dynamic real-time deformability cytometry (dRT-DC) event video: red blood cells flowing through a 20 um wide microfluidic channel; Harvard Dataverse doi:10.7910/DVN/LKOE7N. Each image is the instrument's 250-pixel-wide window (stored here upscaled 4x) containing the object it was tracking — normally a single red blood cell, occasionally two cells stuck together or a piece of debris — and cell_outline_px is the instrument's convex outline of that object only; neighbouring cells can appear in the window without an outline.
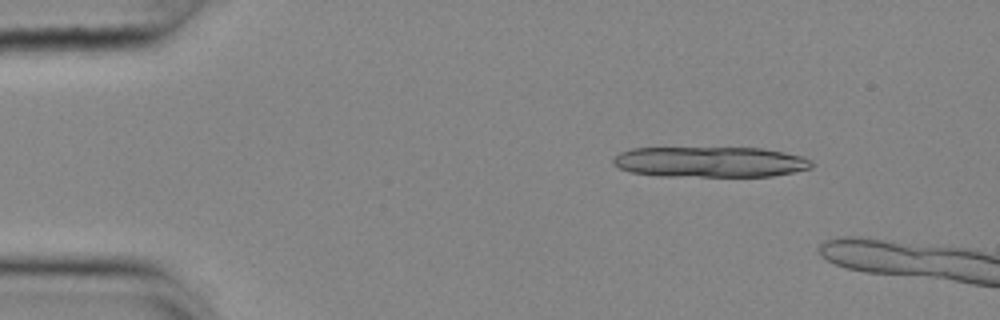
{"species": "common noctule bat (a hibernating species)", "species_latin": "Nyctalus noctula", "temperature_condition": "cold", "stored_images_in_passage": 14, "camera_frame_rate_fps": 3000, "um_per_image_px": 0.085, "animal": {"sex": "female", "body_mass_g": 25.1}, "frame": {"image": 1, "passage_image": 7, "time_ms": 2.0, "image_size_px": [1000, 320], "cell_outline_px": [[816, 164], [812, 168], [772, 176], [656, 176], [628, 172], [620, 168], [612, 160], [620, 152], [632, 148], [764, 148], [804, 156], [812, 160]], "centroid_in_image_um": [60.41, 13.76], "position_along_channel_um": 24.6, "area_um2": 35.6}}